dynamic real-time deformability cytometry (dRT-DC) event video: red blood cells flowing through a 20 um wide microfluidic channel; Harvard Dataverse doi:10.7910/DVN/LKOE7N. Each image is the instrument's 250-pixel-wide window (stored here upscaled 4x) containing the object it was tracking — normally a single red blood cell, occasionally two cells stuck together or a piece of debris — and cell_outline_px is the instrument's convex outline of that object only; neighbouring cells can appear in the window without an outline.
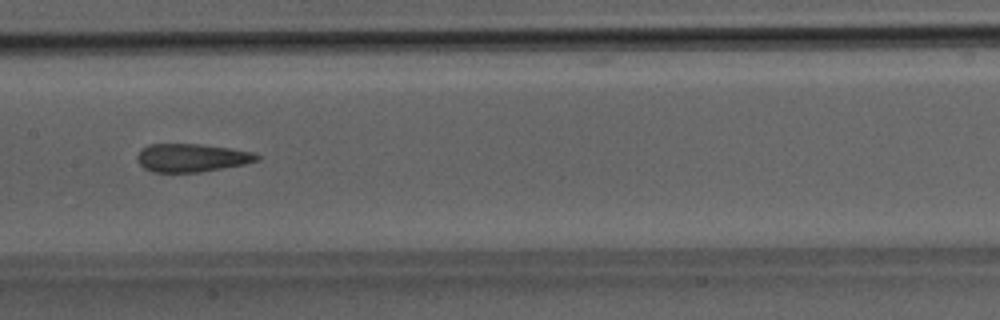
{"species": "Egyptian fruit bat (a non-hibernating species)", "species_latin": "Rousettus aegyptiacus", "temperature_condition": "room temperature", "stored_images_in_passage": 39, "camera_frame_rate_fps": 3000, "um_per_image_px": 0.085, "animal": {"sex": "male"}, "frame": {"image": 1, "passage_image": 20, "time_ms": 6.333, "image_size_px": [1000, 320], "cell_outline_px": [[260, 160], [244, 164], [200, 172], [152, 172], [144, 168], [140, 164], [136, 156], [140, 148], [148, 144], [200, 144], [228, 148], [252, 152], [260, 156]], "centroid_in_image_um": [16.25, 13.41], "position_along_channel_um": 191.1, "area_um2": 19.65}}
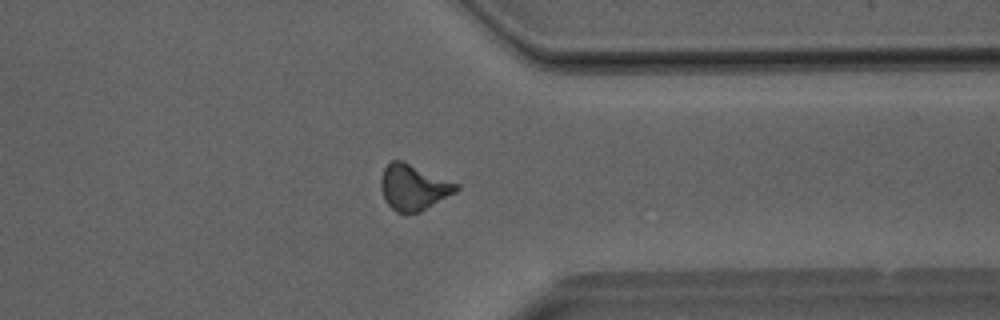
{"frame": {"image": 2, "passage_image": 31, "time_ms": 10.0, "image_size_px": [1000, 320], "cell_outline_px": [[460, 188], [456, 192], [420, 212], [404, 216], [396, 212], [384, 200], [380, 184], [380, 180], [384, 168], [392, 160], [404, 160], [460, 184]], "centroid_in_image_um": [35.15, 15.93], "position_along_channel_um": 376.2, "area_um2": 20.58}}
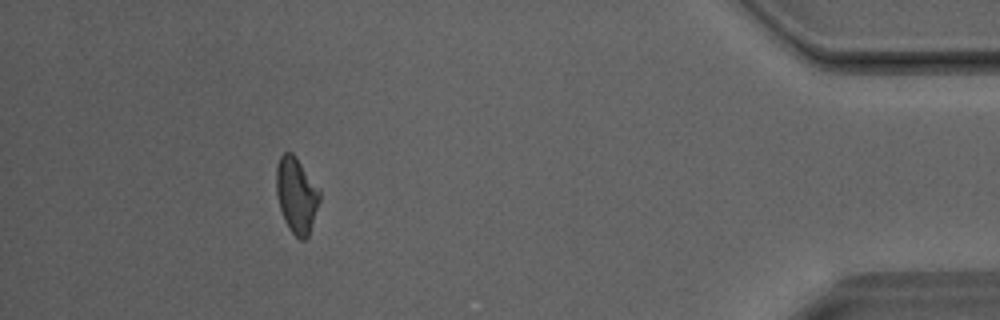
{"frame": {"image": 3, "passage_image": 36, "time_ms": 11.667, "image_size_px": [1000, 320], "cell_outline_px": [[320, 200], [308, 236], [304, 240], [300, 240], [288, 228], [284, 220], [280, 208], [276, 192], [276, 168], [280, 156], [284, 152], [292, 152], [296, 156], [320, 192]], "centroid_in_image_um": [25.18, 16.59], "position_along_channel_um": 410.0, "area_um2": 18.9}}